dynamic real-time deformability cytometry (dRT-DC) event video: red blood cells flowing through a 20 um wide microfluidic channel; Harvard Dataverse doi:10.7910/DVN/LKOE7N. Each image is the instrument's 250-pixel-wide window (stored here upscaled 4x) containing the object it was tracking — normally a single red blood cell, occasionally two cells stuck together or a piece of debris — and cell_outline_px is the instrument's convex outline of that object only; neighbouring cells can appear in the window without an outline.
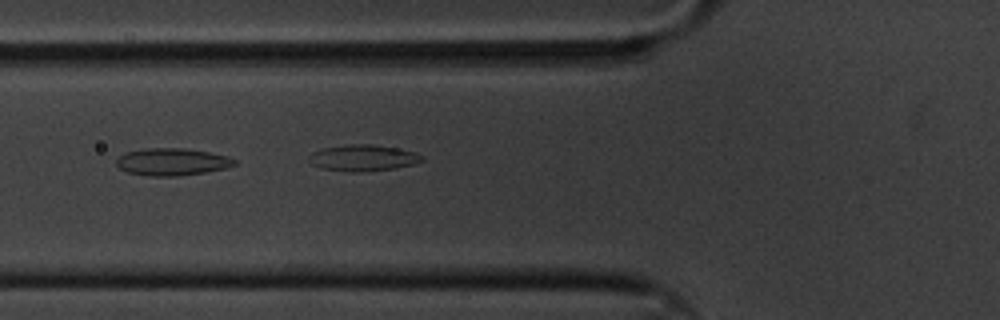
{"species": "common noctule bat (a hibernating species)", "species_latin": "Nyctalus noctula", "temperature_condition": "cold", "stored_images_in_passage": 14, "camera_frame_rate_fps": 3000, "um_per_image_px": 0.085, "animal": {"sex": "male", "body_mass_g": 20.1, "forearm_length_mm": 53.5}, "frame": {"image": 1, "passage_image": 7, "time_ms": 2.0, "image_size_px": [1000, 320], "cell_outline_px": [[236, 164], [224, 168], [204, 172], [176, 176], [148, 176], [128, 172], [120, 168], [116, 164], [116, 160], [124, 152], [144, 148], [184, 148], [208, 152], [228, 156], [236, 160]], "centroid_in_image_um": [14.59, 13.75], "position_along_channel_um": 111.2, "area_um2": 18.67}}